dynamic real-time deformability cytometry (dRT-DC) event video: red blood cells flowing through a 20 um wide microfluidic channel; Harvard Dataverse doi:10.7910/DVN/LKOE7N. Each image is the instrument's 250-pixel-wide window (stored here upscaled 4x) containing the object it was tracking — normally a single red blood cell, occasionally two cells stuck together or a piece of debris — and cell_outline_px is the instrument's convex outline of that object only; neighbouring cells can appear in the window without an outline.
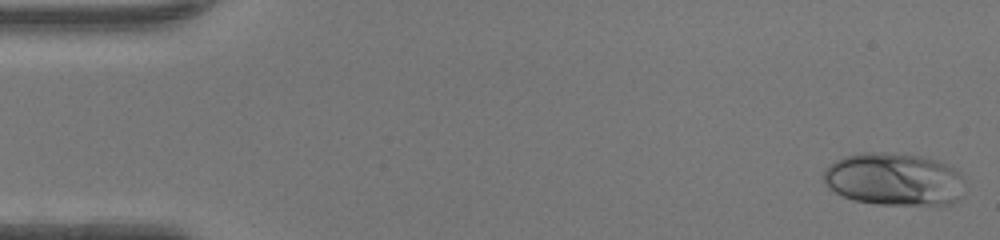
{"species": "human", "species_latin": "Homo sapiens", "temperature_condition": "warm", "stored_images_in_passage": 47, "camera_frame_rate_fps": 3000, "um_per_image_px": 0.085, "donor": {"sex": "female"}, "frame": {"image": 1, "passage_image": 1, "time_ms": 0.0, "image_size_px": [1000, 240], "cell_outline_px": [[964, 180], [960, 196], [952, 204], [876, 204], [852, 200], [828, 188], [824, 180], [824, 168], [836, 160], [844, 156], [864, 152], [884, 152], [920, 156], [936, 160], [956, 168], [960, 172]], "centroid_in_image_um": [75.98, 15.23], "position_along_channel_um": 9.0, "area_um2": 43.41}}
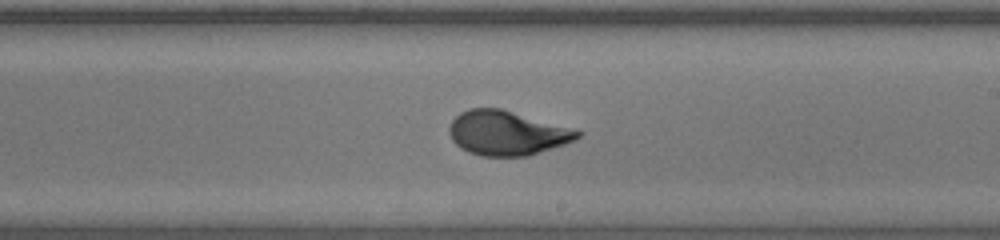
{"frame": {"image": 2, "passage_image": 27, "time_ms": 8.667, "image_size_px": [1000, 240], "cell_outline_px": [[584, 132], [576, 140], [528, 156], [480, 156], [468, 152], [460, 148], [452, 140], [448, 132], [448, 128], [452, 120], [460, 112], [468, 108], [500, 108], [576, 128]], "centroid_in_image_um": [43.11, 11.3], "position_along_channel_um": 245.9, "area_um2": 33.64}}
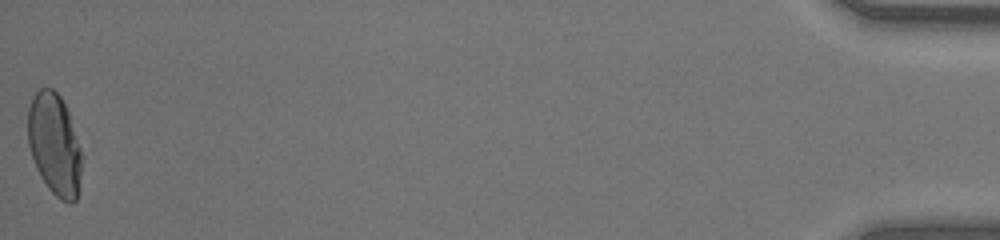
{"frame": {"image": 3, "passage_image": 47, "time_ms": 15.333, "image_size_px": [1000, 240], "cell_outline_px": [[80, 172], [76, 200], [72, 204], [68, 204], [60, 200], [48, 188], [40, 176], [36, 168], [28, 144], [28, 108], [32, 96], [40, 88], [52, 88], [60, 96], [68, 112], [80, 148]], "centroid_in_image_um": [4.6, 12.28], "position_along_channel_um": 430.6, "area_um2": 31.62}, "authors_computed_cell_mechanics": {"area_um2": 33.1772, "velocity_mm_per_s": 4.353, "shape_relaxation_time_tau1_ms": 5.5158, "shape_relaxation_time_tau2_ms": null, "deformation_change_tau1": 0.2435, "deformation_change_tau2": null}}